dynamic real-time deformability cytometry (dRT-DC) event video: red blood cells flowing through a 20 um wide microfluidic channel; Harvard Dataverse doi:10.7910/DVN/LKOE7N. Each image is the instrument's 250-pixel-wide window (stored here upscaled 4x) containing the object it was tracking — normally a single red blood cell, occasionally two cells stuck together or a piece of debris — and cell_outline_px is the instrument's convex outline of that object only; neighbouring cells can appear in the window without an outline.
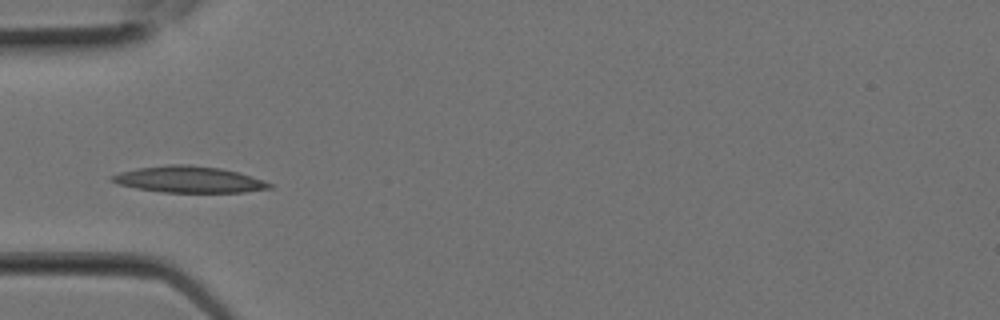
{"species": "Egyptian fruit bat (a non-hibernating species)", "species_latin": "Rousettus aegyptiacus", "temperature_condition": "room temperature", "stored_images_in_passage": 2, "camera_frame_rate_fps": 3000, "um_per_image_px": 0.085, "animal": {"sex": "female"}, "frame": {"image": 1, "passage_image": 2, "time_ms": 0.333, "image_size_px": [1000, 320], "cell_outline_px": [[272, 188], [244, 192], [164, 192], [136, 188], [120, 184], [108, 180], [108, 176], [120, 172], [136, 168], [168, 164], [188, 164], [220, 168], [240, 172], [252, 176], [272, 184]], "centroid_in_image_um": [16.03, 15.24], "position_along_channel_um": 69.0, "area_um2": 24.28}}